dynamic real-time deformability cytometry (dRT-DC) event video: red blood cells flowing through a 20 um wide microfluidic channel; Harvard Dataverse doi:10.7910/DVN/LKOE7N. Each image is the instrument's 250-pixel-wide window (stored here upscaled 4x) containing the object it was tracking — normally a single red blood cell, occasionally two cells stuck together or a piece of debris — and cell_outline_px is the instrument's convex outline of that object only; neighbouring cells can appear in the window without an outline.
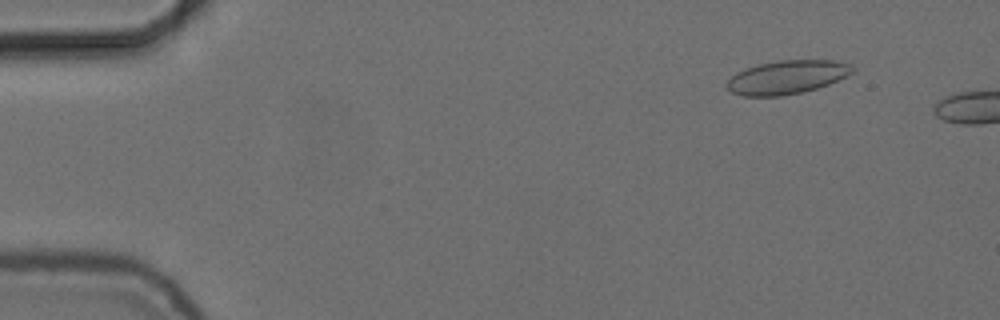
{"species": "common noctule bat (a hibernating species)", "species_latin": "Nyctalus noctula", "temperature_condition": "cold", "stored_images_in_passage": 10, "camera_frame_rate_fps": 3000, "um_per_image_px": 0.085, "animal": {"sex": "female", "body_mass_g": 24.6, "forearm_length_mm": 56.2}, "frame": {"image": 1, "passage_image": 6, "time_ms": 1.667, "image_size_px": [1000, 320], "cell_outline_px": [[856, 68], [852, 72], [828, 84], [816, 88], [800, 92], [780, 96], [740, 96], [732, 92], [724, 84], [736, 72], [744, 68], [760, 64], [780, 60], [832, 60], [848, 64]], "centroid_in_image_um": [66.83, 6.56], "position_along_channel_um": 18.2, "area_um2": 24.33}}